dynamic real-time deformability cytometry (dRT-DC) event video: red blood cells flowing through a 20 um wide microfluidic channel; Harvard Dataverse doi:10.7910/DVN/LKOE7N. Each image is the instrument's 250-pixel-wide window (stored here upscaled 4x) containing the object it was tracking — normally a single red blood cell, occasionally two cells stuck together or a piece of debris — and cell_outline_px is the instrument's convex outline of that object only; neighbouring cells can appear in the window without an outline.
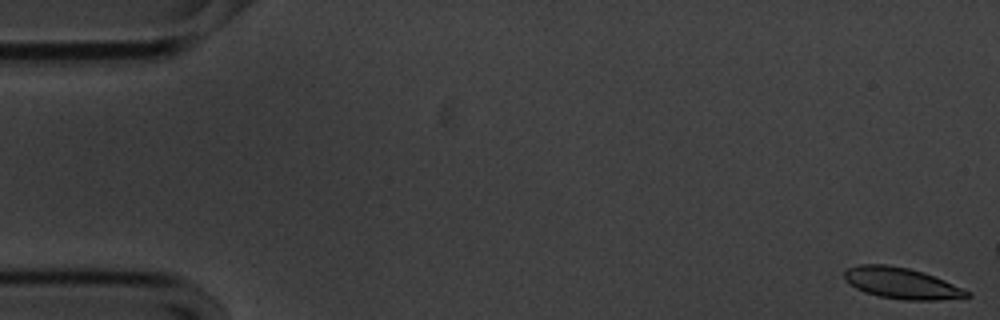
{"species": "common noctule bat (a hibernating species)", "species_latin": "Nyctalus noctula", "temperature_condition": "cold", "stored_images_in_passage": 11, "camera_frame_rate_fps": 3000, "um_per_image_px": 0.085, "animal": {"sex": "male", "body_mass_g": 20.1, "forearm_length_mm": 53.5}, "frame": {"image": 1, "passage_image": 1, "time_ms": 0.0, "image_size_px": [1000, 320], "cell_outline_px": [[972, 296], [964, 300], [904, 300], [880, 296], [864, 292], [856, 288], [844, 280], [844, 272], [848, 268], [860, 264], [888, 264], [908, 268], [924, 272], [944, 280], [968, 292]], "centroid_in_image_um": [76.66, 24.08], "position_along_channel_um": 8.3, "area_um2": 22.43}}